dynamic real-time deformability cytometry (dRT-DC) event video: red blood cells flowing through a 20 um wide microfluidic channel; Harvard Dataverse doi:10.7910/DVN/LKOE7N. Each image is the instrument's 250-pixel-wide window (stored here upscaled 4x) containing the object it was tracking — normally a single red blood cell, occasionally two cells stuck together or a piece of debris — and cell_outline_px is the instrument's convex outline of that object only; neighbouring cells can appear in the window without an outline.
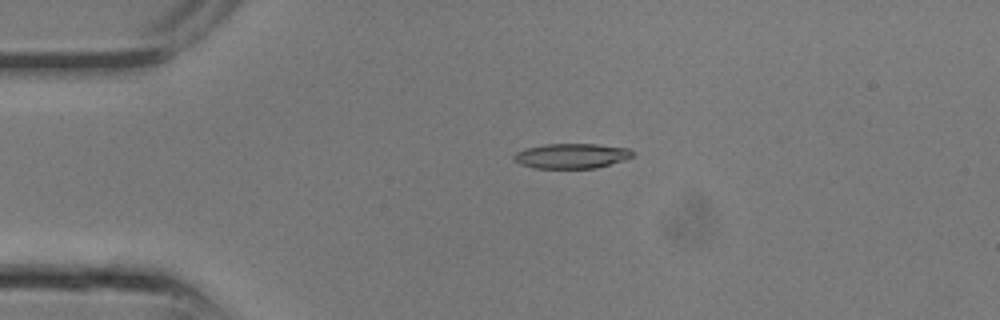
{"species": "common noctule bat (a hibernating species)", "species_latin": "Nyctalus noctula", "temperature_condition": "room temperature", "stored_images_in_passage": 8, "camera_frame_rate_fps": 3000, "um_per_image_px": 0.085, "animal": {"sex": "male", "body_mass_g": 13.3}, "frame": {"image": 1, "passage_image": 6, "time_ms": 1.667, "image_size_px": [1000, 320], "cell_outline_px": [[636, 156], [624, 160], [596, 168], [536, 168], [520, 164], [512, 160], [512, 156], [516, 152], [524, 148], [544, 144], [600, 144], [628, 148], [636, 152]], "centroid_in_image_um": [48.6, 13.24], "position_along_channel_um": 36.4, "area_um2": 17.57}}